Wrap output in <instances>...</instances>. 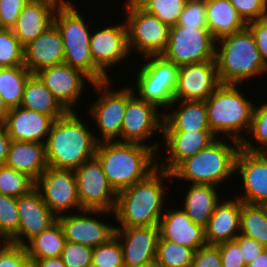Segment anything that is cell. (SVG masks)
I'll list each match as a JSON object with an SVG mask.
<instances>
[{
	"label": "cell",
	"mask_w": 267,
	"mask_h": 267,
	"mask_svg": "<svg viewBox=\"0 0 267 267\" xmlns=\"http://www.w3.org/2000/svg\"><path fill=\"white\" fill-rule=\"evenodd\" d=\"M60 2H69L70 0H58Z\"/></svg>",
	"instance_id": "cell-57"
},
{
	"label": "cell",
	"mask_w": 267,
	"mask_h": 267,
	"mask_svg": "<svg viewBox=\"0 0 267 267\" xmlns=\"http://www.w3.org/2000/svg\"><path fill=\"white\" fill-rule=\"evenodd\" d=\"M9 108L8 106L5 104L2 96L0 95V124H3L8 113H9Z\"/></svg>",
	"instance_id": "cell-55"
},
{
	"label": "cell",
	"mask_w": 267,
	"mask_h": 267,
	"mask_svg": "<svg viewBox=\"0 0 267 267\" xmlns=\"http://www.w3.org/2000/svg\"><path fill=\"white\" fill-rule=\"evenodd\" d=\"M29 0H0V28L12 29Z\"/></svg>",
	"instance_id": "cell-47"
},
{
	"label": "cell",
	"mask_w": 267,
	"mask_h": 267,
	"mask_svg": "<svg viewBox=\"0 0 267 267\" xmlns=\"http://www.w3.org/2000/svg\"><path fill=\"white\" fill-rule=\"evenodd\" d=\"M92 253V247L66 241L61 258L66 267H90Z\"/></svg>",
	"instance_id": "cell-43"
},
{
	"label": "cell",
	"mask_w": 267,
	"mask_h": 267,
	"mask_svg": "<svg viewBox=\"0 0 267 267\" xmlns=\"http://www.w3.org/2000/svg\"><path fill=\"white\" fill-rule=\"evenodd\" d=\"M216 40L207 28L172 26L162 56L178 66L215 60Z\"/></svg>",
	"instance_id": "cell-10"
},
{
	"label": "cell",
	"mask_w": 267,
	"mask_h": 267,
	"mask_svg": "<svg viewBox=\"0 0 267 267\" xmlns=\"http://www.w3.org/2000/svg\"><path fill=\"white\" fill-rule=\"evenodd\" d=\"M246 22L267 16V0H229Z\"/></svg>",
	"instance_id": "cell-46"
},
{
	"label": "cell",
	"mask_w": 267,
	"mask_h": 267,
	"mask_svg": "<svg viewBox=\"0 0 267 267\" xmlns=\"http://www.w3.org/2000/svg\"><path fill=\"white\" fill-rule=\"evenodd\" d=\"M60 3L58 0H29L12 27L23 46L35 40L53 24L54 14Z\"/></svg>",
	"instance_id": "cell-25"
},
{
	"label": "cell",
	"mask_w": 267,
	"mask_h": 267,
	"mask_svg": "<svg viewBox=\"0 0 267 267\" xmlns=\"http://www.w3.org/2000/svg\"><path fill=\"white\" fill-rule=\"evenodd\" d=\"M97 214L105 216L104 214L113 213L105 210H81L79 214L59 216L58 221L62 225L66 241L95 248L113 237L116 227L98 220Z\"/></svg>",
	"instance_id": "cell-15"
},
{
	"label": "cell",
	"mask_w": 267,
	"mask_h": 267,
	"mask_svg": "<svg viewBox=\"0 0 267 267\" xmlns=\"http://www.w3.org/2000/svg\"><path fill=\"white\" fill-rule=\"evenodd\" d=\"M190 267H222L218 245H204L194 253Z\"/></svg>",
	"instance_id": "cell-48"
},
{
	"label": "cell",
	"mask_w": 267,
	"mask_h": 267,
	"mask_svg": "<svg viewBox=\"0 0 267 267\" xmlns=\"http://www.w3.org/2000/svg\"><path fill=\"white\" fill-rule=\"evenodd\" d=\"M53 121L51 116L18 106L9 110L3 126L12 140L45 144Z\"/></svg>",
	"instance_id": "cell-22"
},
{
	"label": "cell",
	"mask_w": 267,
	"mask_h": 267,
	"mask_svg": "<svg viewBox=\"0 0 267 267\" xmlns=\"http://www.w3.org/2000/svg\"><path fill=\"white\" fill-rule=\"evenodd\" d=\"M35 188V181L27 174L6 165L0 166V194L19 198Z\"/></svg>",
	"instance_id": "cell-38"
},
{
	"label": "cell",
	"mask_w": 267,
	"mask_h": 267,
	"mask_svg": "<svg viewBox=\"0 0 267 267\" xmlns=\"http://www.w3.org/2000/svg\"><path fill=\"white\" fill-rule=\"evenodd\" d=\"M237 86L241 87L240 84H220L205 103L210 130L218 138L224 133L229 140L241 143L245 139L243 131H249L255 104L245 98Z\"/></svg>",
	"instance_id": "cell-6"
},
{
	"label": "cell",
	"mask_w": 267,
	"mask_h": 267,
	"mask_svg": "<svg viewBox=\"0 0 267 267\" xmlns=\"http://www.w3.org/2000/svg\"><path fill=\"white\" fill-rule=\"evenodd\" d=\"M12 139L3 124H0V166L5 165Z\"/></svg>",
	"instance_id": "cell-52"
},
{
	"label": "cell",
	"mask_w": 267,
	"mask_h": 267,
	"mask_svg": "<svg viewBox=\"0 0 267 267\" xmlns=\"http://www.w3.org/2000/svg\"><path fill=\"white\" fill-rule=\"evenodd\" d=\"M65 242L62 225L57 220L49 228L25 242L24 247L33 264L37 259L61 257Z\"/></svg>",
	"instance_id": "cell-33"
},
{
	"label": "cell",
	"mask_w": 267,
	"mask_h": 267,
	"mask_svg": "<svg viewBox=\"0 0 267 267\" xmlns=\"http://www.w3.org/2000/svg\"><path fill=\"white\" fill-rule=\"evenodd\" d=\"M35 74L67 111H76L73 107L84 93V83H94L82 70L65 63L43 68Z\"/></svg>",
	"instance_id": "cell-17"
},
{
	"label": "cell",
	"mask_w": 267,
	"mask_h": 267,
	"mask_svg": "<svg viewBox=\"0 0 267 267\" xmlns=\"http://www.w3.org/2000/svg\"><path fill=\"white\" fill-rule=\"evenodd\" d=\"M215 46V62L221 84L242 85L244 80L267 73L247 27L217 39Z\"/></svg>",
	"instance_id": "cell-4"
},
{
	"label": "cell",
	"mask_w": 267,
	"mask_h": 267,
	"mask_svg": "<svg viewBox=\"0 0 267 267\" xmlns=\"http://www.w3.org/2000/svg\"><path fill=\"white\" fill-rule=\"evenodd\" d=\"M31 74L25 66L0 67V95L9 109L20 106Z\"/></svg>",
	"instance_id": "cell-34"
},
{
	"label": "cell",
	"mask_w": 267,
	"mask_h": 267,
	"mask_svg": "<svg viewBox=\"0 0 267 267\" xmlns=\"http://www.w3.org/2000/svg\"><path fill=\"white\" fill-rule=\"evenodd\" d=\"M110 81L112 80L109 79L92 84V87H95V92H100L101 94L95 102L90 104V109H88L89 114L93 117L92 119L96 121L102 136L95 134V139L98 143L121 142L122 122L127 107V87H122L120 90L111 88V90L109 88L112 87Z\"/></svg>",
	"instance_id": "cell-11"
},
{
	"label": "cell",
	"mask_w": 267,
	"mask_h": 267,
	"mask_svg": "<svg viewBox=\"0 0 267 267\" xmlns=\"http://www.w3.org/2000/svg\"><path fill=\"white\" fill-rule=\"evenodd\" d=\"M194 253L192 248L159 239L155 261L159 267H190Z\"/></svg>",
	"instance_id": "cell-36"
},
{
	"label": "cell",
	"mask_w": 267,
	"mask_h": 267,
	"mask_svg": "<svg viewBox=\"0 0 267 267\" xmlns=\"http://www.w3.org/2000/svg\"><path fill=\"white\" fill-rule=\"evenodd\" d=\"M177 25L207 28L205 0H187Z\"/></svg>",
	"instance_id": "cell-44"
},
{
	"label": "cell",
	"mask_w": 267,
	"mask_h": 267,
	"mask_svg": "<svg viewBox=\"0 0 267 267\" xmlns=\"http://www.w3.org/2000/svg\"><path fill=\"white\" fill-rule=\"evenodd\" d=\"M235 241L239 244L242 249V256L244 258L245 265L249 264L258 257V255L266 249L258 241L253 238L239 234Z\"/></svg>",
	"instance_id": "cell-51"
},
{
	"label": "cell",
	"mask_w": 267,
	"mask_h": 267,
	"mask_svg": "<svg viewBox=\"0 0 267 267\" xmlns=\"http://www.w3.org/2000/svg\"><path fill=\"white\" fill-rule=\"evenodd\" d=\"M166 178L172 180L171 173L157 167L145 179L118 192L113 215L120 227L158 226L165 211L168 187L162 183Z\"/></svg>",
	"instance_id": "cell-2"
},
{
	"label": "cell",
	"mask_w": 267,
	"mask_h": 267,
	"mask_svg": "<svg viewBox=\"0 0 267 267\" xmlns=\"http://www.w3.org/2000/svg\"><path fill=\"white\" fill-rule=\"evenodd\" d=\"M240 234L255 239L267 248V205L241 201Z\"/></svg>",
	"instance_id": "cell-35"
},
{
	"label": "cell",
	"mask_w": 267,
	"mask_h": 267,
	"mask_svg": "<svg viewBox=\"0 0 267 267\" xmlns=\"http://www.w3.org/2000/svg\"><path fill=\"white\" fill-rule=\"evenodd\" d=\"M0 267H32L24 246L3 242L0 246Z\"/></svg>",
	"instance_id": "cell-45"
},
{
	"label": "cell",
	"mask_w": 267,
	"mask_h": 267,
	"mask_svg": "<svg viewBox=\"0 0 267 267\" xmlns=\"http://www.w3.org/2000/svg\"><path fill=\"white\" fill-rule=\"evenodd\" d=\"M122 251L124 267H136L155 261L159 240L158 226L115 228Z\"/></svg>",
	"instance_id": "cell-21"
},
{
	"label": "cell",
	"mask_w": 267,
	"mask_h": 267,
	"mask_svg": "<svg viewBox=\"0 0 267 267\" xmlns=\"http://www.w3.org/2000/svg\"><path fill=\"white\" fill-rule=\"evenodd\" d=\"M158 229L159 239L169 240L195 251L207 244L204 228L194 224L182 208L167 209L159 221Z\"/></svg>",
	"instance_id": "cell-26"
},
{
	"label": "cell",
	"mask_w": 267,
	"mask_h": 267,
	"mask_svg": "<svg viewBox=\"0 0 267 267\" xmlns=\"http://www.w3.org/2000/svg\"><path fill=\"white\" fill-rule=\"evenodd\" d=\"M222 267H246L242 256V249L235 241H228L218 244Z\"/></svg>",
	"instance_id": "cell-50"
},
{
	"label": "cell",
	"mask_w": 267,
	"mask_h": 267,
	"mask_svg": "<svg viewBox=\"0 0 267 267\" xmlns=\"http://www.w3.org/2000/svg\"><path fill=\"white\" fill-rule=\"evenodd\" d=\"M217 186L207 184H191L187 189V194L183 199L181 207L194 224L203 228L207 226L208 220L212 216L216 205L220 200Z\"/></svg>",
	"instance_id": "cell-31"
},
{
	"label": "cell",
	"mask_w": 267,
	"mask_h": 267,
	"mask_svg": "<svg viewBox=\"0 0 267 267\" xmlns=\"http://www.w3.org/2000/svg\"><path fill=\"white\" fill-rule=\"evenodd\" d=\"M136 89L127 86V107L121 128V142L144 145L157 132H163L164 117H159L158 107L140 99ZM161 119V120H160Z\"/></svg>",
	"instance_id": "cell-14"
},
{
	"label": "cell",
	"mask_w": 267,
	"mask_h": 267,
	"mask_svg": "<svg viewBox=\"0 0 267 267\" xmlns=\"http://www.w3.org/2000/svg\"><path fill=\"white\" fill-rule=\"evenodd\" d=\"M5 165L36 181L48 168L46 144L12 140Z\"/></svg>",
	"instance_id": "cell-28"
},
{
	"label": "cell",
	"mask_w": 267,
	"mask_h": 267,
	"mask_svg": "<svg viewBox=\"0 0 267 267\" xmlns=\"http://www.w3.org/2000/svg\"><path fill=\"white\" fill-rule=\"evenodd\" d=\"M261 106H254L252 121L247 134H251L252 139L255 138L258 146H253L254 140L251 142L243 139L240 143L242 149L251 152H267V102L264 101Z\"/></svg>",
	"instance_id": "cell-39"
},
{
	"label": "cell",
	"mask_w": 267,
	"mask_h": 267,
	"mask_svg": "<svg viewBox=\"0 0 267 267\" xmlns=\"http://www.w3.org/2000/svg\"><path fill=\"white\" fill-rule=\"evenodd\" d=\"M145 12L156 16L169 27L178 23L187 0H133Z\"/></svg>",
	"instance_id": "cell-37"
},
{
	"label": "cell",
	"mask_w": 267,
	"mask_h": 267,
	"mask_svg": "<svg viewBox=\"0 0 267 267\" xmlns=\"http://www.w3.org/2000/svg\"><path fill=\"white\" fill-rule=\"evenodd\" d=\"M64 63V43L53 23L35 40L24 46V66L35 74L43 68Z\"/></svg>",
	"instance_id": "cell-24"
},
{
	"label": "cell",
	"mask_w": 267,
	"mask_h": 267,
	"mask_svg": "<svg viewBox=\"0 0 267 267\" xmlns=\"http://www.w3.org/2000/svg\"><path fill=\"white\" fill-rule=\"evenodd\" d=\"M246 27L252 33L261 59L267 68V16L248 22Z\"/></svg>",
	"instance_id": "cell-49"
},
{
	"label": "cell",
	"mask_w": 267,
	"mask_h": 267,
	"mask_svg": "<svg viewBox=\"0 0 267 267\" xmlns=\"http://www.w3.org/2000/svg\"><path fill=\"white\" fill-rule=\"evenodd\" d=\"M241 200L227 199L219 202L204 228L208 245L235 240L240 234Z\"/></svg>",
	"instance_id": "cell-27"
},
{
	"label": "cell",
	"mask_w": 267,
	"mask_h": 267,
	"mask_svg": "<svg viewBox=\"0 0 267 267\" xmlns=\"http://www.w3.org/2000/svg\"><path fill=\"white\" fill-rule=\"evenodd\" d=\"M19 229L17 198L0 194V237L10 242Z\"/></svg>",
	"instance_id": "cell-41"
},
{
	"label": "cell",
	"mask_w": 267,
	"mask_h": 267,
	"mask_svg": "<svg viewBox=\"0 0 267 267\" xmlns=\"http://www.w3.org/2000/svg\"><path fill=\"white\" fill-rule=\"evenodd\" d=\"M2 242H4V241H3V239L0 237V246L3 244Z\"/></svg>",
	"instance_id": "cell-58"
},
{
	"label": "cell",
	"mask_w": 267,
	"mask_h": 267,
	"mask_svg": "<svg viewBox=\"0 0 267 267\" xmlns=\"http://www.w3.org/2000/svg\"><path fill=\"white\" fill-rule=\"evenodd\" d=\"M220 84L215 60L182 65L174 100L205 101Z\"/></svg>",
	"instance_id": "cell-18"
},
{
	"label": "cell",
	"mask_w": 267,
	"mask_h": 267,
	"mask_svg": "<svg viewBox=\"0 0 267 267\" xmlns=\"http://www.w3.org/2000/svg\"><path fill=\"white\" fill-rule=\"evenodd\" d=\"M136 267H159V266L156 264V261H151L149 263L142 264V265L136 266Z\"/></svg>",
	"instance_id": "cell-56"
},
{
	"label": "cell",
	"mask_w": 267,
	"mask_h": 267,
	"mask_svg": "<svg viewBox=\"0 0 267 267\" xmlns=\"http://www.w3.org/2000/svg\"><path fill=\"white\" fill-rule=\"evenodd\" d=\"M126 28L130 53L143 57L162 55L167 47L170 27L141 9L133 0L125 2Z\"/></svg>",
	"instance_id": "cell-9"
},
{
	"label": "cell",
	"mask_w": 267,
	"mask_h": 267,
	"mask_svg": "<svg viewBox=\"0 0 267 267\" xmlns=\"http://www.w3.org/2000/svg\"><path fill=\"white\" fill-rule=\"evenodd\" d=\"M146 58L147 61L139 66L136 74V95L159 109H171L180 66L166 60L162 55Z\"/></svg>",
	"instance_id": "cell-8"
},
{
	"label": "cell",
	"mask_w": 267,
	"mask_h": 267,
	"mask_svg": "<svg viewBox=\"0 0 267 267\" xmlns=\"http://www.w3.org/2000/svg\"><path fill=\"white\" fill-rule=\"evenodd\" d=\"M35 188L57 218L71 209L82 210L74 170L48 167L35 181Z\"/></svg>",
	"instance_id": "cell-13"
},
{
	"label": "cell",
	"mask_w": 267,
	"mask_h": 267,
	"mask_svg": "<svg viewBox=\"0 0 267 267\" xmlns=\"http://www.w3.org/2000/svg\"><path fill=\"white\" fill-rule=\"evenodd\" d=\"M74 173L82 210L114 212L118 193L108 182L102 166L95 156L75 169Z\"/></svg>",
	"instance_id": "cell-12"
},
{
	"label": "cell",
	"mask_w": 267,
	"mask_h": 267,
	"mask_svg": "<svg viewBox=\"0 0 267 267\" xmlns=\"http://www.w3.org/2000/svg\"><path fill=\"white\" fill-rule=\"evenodd\" d=\"M236 173L241 175L244 194L235 197L247 204L267 205V152L240 148L235 162Z\"/></svg>",
	"instance_id": "cell-16"
},
{
	"label": "cell",
	"mask_w": 267,
	"mask_h": 267,
	"mask_svg": "<svg viewBox=\"0 0 267 267\" xmlns=\"http://www.w3.org/2000/svg\"><path fill=\"white\" fill-rule=\"evenodd\" d=\"M90 267H101V266H97V265H91Z\"/></svg>",
	"instance_id": "cell-59"
},
{
	"label": "cell",
	"mask_w": 267,
	"mask_h": 267,
	"mask_svg": "<svg viewBox=\"0 0 267 267\" xmlns=\"http://www.w3.org/2000/svg\"><path fill=\"white\" fill-rule=\"evenodd\" d=\"M176 104L179 109L163 115V132L210 130L205 101L174 100L171 107Z\"/></svg>",
	"instance_id": "cell-29"
},
{
	"label": "cell",
	"mask_w": 267,
	"mask_h": 267,
	"mask_svg": "<svg viewBox=\"0 0 267 267\" xmlns=\"http://www.w3.org/2000/svg\"><path fill=\"white\" fill-rule=\"evenodd\" d=\"M158 150V143L108 141L98 143L95 157L118 193L145 179L158 167Z\"/></svg>",
	"instance_id": "cell-1"
},
{
	"label": "cell",
	"mask_w": 267,
	"mask_h": 267,
	"mask_svg": "<svg viewBox=\"0 0 267 267\" xmlns=\"http://www.w3.org/2000/svg\"><path fill=\"white\" fill-rule=\"evenodd\" d=\"M17 208L19 213L18 234L10 241L15 245L24 246L26 239L28 242L58 220L36 188L17 198Z\"/></svg>",
	"instance_id": "cell-20"
},
{
	"label": "cell",
	"mask_w": 267,
	"mask_h": 267,
	"mask_svg": "<svg viewBox=\"0 0 267 267\" xmlns=\"http://www.w3.org/2000/svg\"><path fill=\"white\" fill-rule=\"evenodd\" d=\"M20 106L51 116L54 120L68 112L36 74L28 77Z\"/></svg>",
	"instance_id": "cell-32"
},
{
	"label": "cell",
	"mask_w": 267,
	"mask_h": 267,
	"mask_svg": "<svg viewBox=\"0 0 267 267\" xmlns=\"http://www.w3.org/2000/svg\"><path fill=\"white\" fill-rule=\"evenodd\" d=\"M73 2H61L54 14L53 23L60 31L64 43V63L82 70L93 82L109 80L95 64L90 52L89 26L83 13ZM82 15V16H81Z\"/></svg>",
	"instance_id": "cell-7"
},
{
	"label": "cell",
	"mask_w": 267,
	"mask_h": 267,
	"mask_svg": "<svg viewBox=\"0 0 267 267\" xmlns=\"http://www.w3.org/2000/svg\"><path fill=\"white\" fill-rule=\"evenodd\" d=\"M168 156L158 167L171 172L181 161L209 147L218 137L211 130L188 132H162Z\"/></svg>",
	"instance_id": "cell-23"
},
{
	"label": "cell",
	"mask_w": 267,
	"mask_h": 267,
	"mask_svg": "<svg viewBox=\"0 0 267 267\" xmlns=\"http://www.w3.org/2000/svg\"><path fill=\"white\" fill-rule=\"evenodd\" d=\"M24 66V46L12 29L0 28V67Z\"/></svg>",
	"instance_id": "cell-40"
},
{
	"label": "cell",
	"mask_w": 267,
	"mask_h": 267,
	"mask_svg": "<svg viewBox=\"0 0 267 267\" xmlns=\"http://www.w3.org/2000/svg\"><path fill=\"white\" fill-rule=\"evenodd\" d=\"M231 142L234 146L218 138L209 147L184 159L170 172L172 179L219 187L223 180L235 173L236 157L241 146L236 140Z\"/></svg>",
	"instance_id": "cell-5"
},
{
	"label": "cell",
	"mask_w": 267,
	"mask_h": 267,
	"mask_svg": "<svg viewBox=\"0 0 267 267\" xmlns=\"http://www.w3.org/2000/svg\"><path fill=\"white\" fill-rule=\"evenodd\" d=\"M205 7L207 29L215 40L247 26L229 0H205Z\"/></svg>",
	"instance_id": "cell-30"
},
{
	"label": "cell",
	"mask_w": 267,
	"mask_h": 267,
	"mask_svg": "<svg viewBox=\"0 0 267 267\" xmlns=\"http://www.w3.org/2000/svg\"><path fill=\"white\" fill-rule=\"evenodd\" d=\"M32 267H66L61 257L37 259Z\"/></svg>",
	"instance_id": "cell-53"
},
{
	"label": "cell",
	"mask_w": 267,
	"mask_h": 267,
	"mask_svg": "<svg viewBox=\"0 0 267 267\" xmlns=\"http://www.w3.org/2000/svg\"><path fill=\"white\" fill-rule=\"evenodd\" d=\"M101 267H124L123 251L116 235L93 248L92 264Z\"/></svg>",
	"instance_id": "cell-42"
},
{
	"label": "cell",
	"mask_w": 267,
	"mask_h": 267,
	"mask_svg": "<svg viewBox=\"0 0 267 267\" xmlns=\"http://www.w3.org/2000/svg\"><path fill=\"white\" fill-rule=\"evenodd\" d=\"M81 119L76 111H68L53 121L45 143L48 167L75 170L95 156V133Z\"/></svg>",
	"instance_id": "cell-3"
},
{
	"label": "cell",
	"mask_w": 267,
	"mask_h": 267,
	"mask_svg": "<svg viewBox=\"0 0 267 267\" xmlns=\"http://www.w3.org/2000/svg\"><path fill=\"white\" fill-rule=\"evenodd\" d=\"M90 52L94 64L109 77L108 67L116 63H122L129 56L127 28L124 23L102 27L99 31H91L90 35ZM107 69V70H106Z\"/></svg>",
	"instance_id": "cell-19"
},
{
	"label": "cell",
	"mask_w": 267,
	"mask_h": 267,
	"mask_svg": "<svg viewBox=\"0 0 267 267\" xmlns=\"http://www.w3.org/2000/svg\"><path fill=\"white\" fill-rule=\"evenodd\" d=\"M246 267H267V248L264 249L257 258L252 260Z\"/></svg>",
	"instance_id": "cell-54"
}]
</instances>
